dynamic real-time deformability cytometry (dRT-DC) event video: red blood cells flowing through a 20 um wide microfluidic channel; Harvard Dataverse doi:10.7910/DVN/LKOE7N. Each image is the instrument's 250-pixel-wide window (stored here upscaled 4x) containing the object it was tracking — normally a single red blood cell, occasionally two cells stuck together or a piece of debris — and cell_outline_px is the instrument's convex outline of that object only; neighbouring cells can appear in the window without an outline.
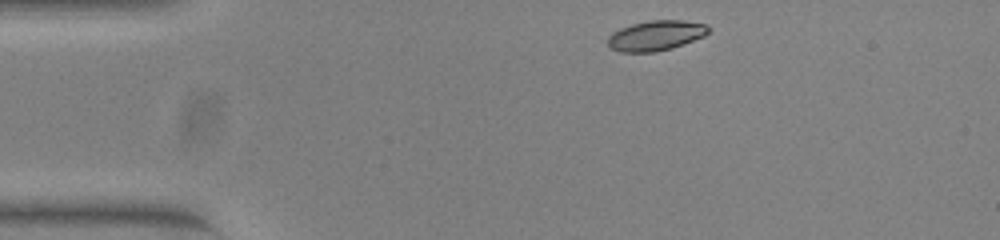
{"species": "common noctule bat (a hibernating species)", "species_latin": "Nyctalus noctula", "temperature_condition": "warm", "stored_images_in_passage": 44, "camera_frame_rate_fps": 3000, "um_per_image_px": 0.085, "animal": {"sex": "female", "body_mass_g": 23.0, "forearm_length_mm": 53.4}, "frame": {"image": 1, "passage_image": 1, "time_ms": 0.0, "image_size_px": [1000, 240], "cell_outline_px": [[712, 28], [704, 36], [672, 48], [652, 52], [620, 52], [612, 48], [608, 44], [608, 36], [612, 32], [620, 28], [632, 24], [648, 20], [684, 20], [708, 24]], "centroid_in_image_um": [55.77, 3.0], "position_along_channel_um": 29.2, "area_um2": 17.74}}
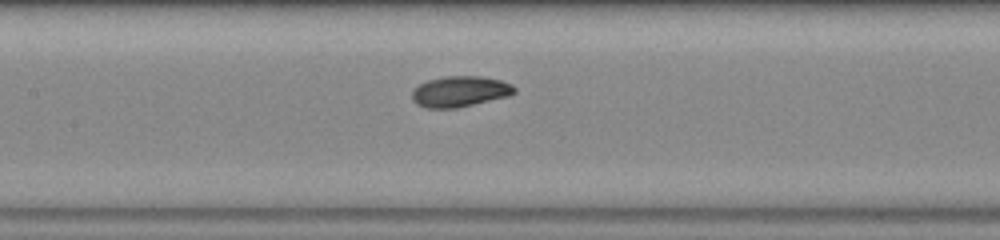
{"frame": {"image": 2, "passage_image": 16, "time_ms": 5.0, "image_size_px": [1000, 240], "cell_outline_px": [[516, 92], [508, 96], [456, 108], [428, 108], [416, 104], [412, 100], [412, 88], [428, 80], [444, 76], [484, 76], [500, 80], [512, 84], [516, 88]], "centroid_in_image_um": [39.08, 7.77], "position_along_channel_um": 168.3, "area_um2": 18.44}}
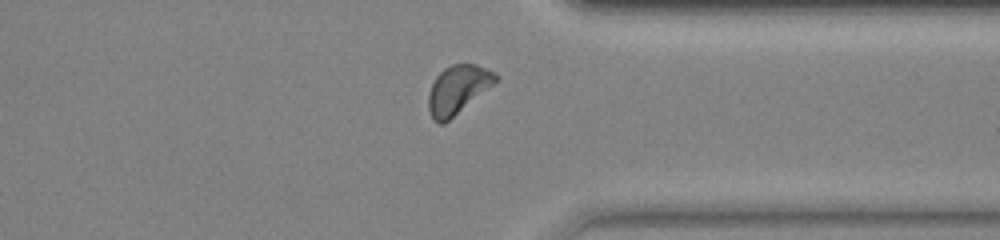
{"frame": {"image": 3, "passage_image": 32, "time_ms": 10.333, "image_size_px": [1000, 240], "cell_outline_px": [[500, 76], [492, 84], [444, 124], [440, 124], [432, 120], [428, 108], [428, 92], [436, 76], [444, 68], [452, 64], [476, 64], [496, 72]], "centroid_in_image_um": [38.87, 7.6], "position_along_channel_um": 372.5, "area_um2": 18.73}, "authors_computed_cell_mechanics": {"area_um2": 18.3804, "velocity_mm_per_s": 3.892, "shape_relaxation_time_tau1_ms": 2.8655, "shape_relaxation_time_tau2_ms": null, "deformation_change_tau1": 0.1216, "deformation_change_tau2": null}}